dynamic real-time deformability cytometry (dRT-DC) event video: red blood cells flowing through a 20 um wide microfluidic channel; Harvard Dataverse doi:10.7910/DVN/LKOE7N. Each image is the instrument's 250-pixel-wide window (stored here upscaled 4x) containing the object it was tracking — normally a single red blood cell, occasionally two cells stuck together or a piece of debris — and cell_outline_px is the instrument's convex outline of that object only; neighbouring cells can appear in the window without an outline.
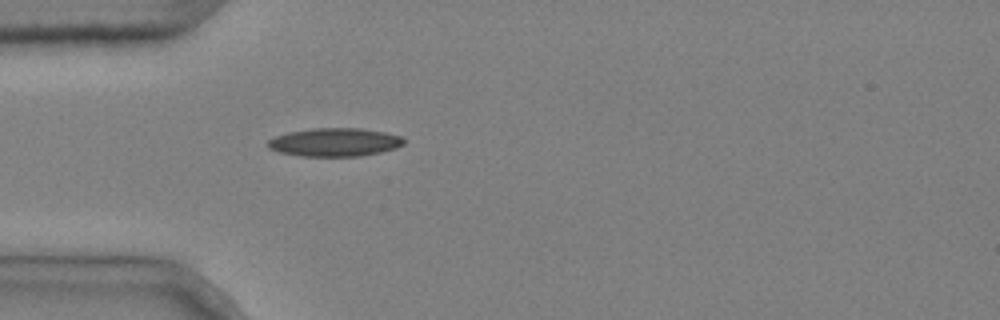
{"species": "common noctule bat (a hibernating species)", "species_latin": "Nyctalus noctula", "temperature_condition": "cold", "stored_images_in_passage": 1, "camera_frame_rate_fps": 3000, "um_per_image_px": 0.085, "animal": {"sex": "male", "body_mass_g": 20.4}, "frame": {"image": 1, "passage_image": 1, "time_ms": 0.0, "image_size_px": [1000, 320], "cell_outline_px": [[404, 144], [396, 148], [380, 152], [360, 156], [300, 156], [280, 152], [268, 148], [268, 140], [276, 136], [288, 132], [312, 128], [360, 128], [384, 132], [400, 136], [404, 140]], "centroid_in_image_um": [28.44, 12.09], "position_along_channel_um": 56.6, "area_um2": 22.37}}